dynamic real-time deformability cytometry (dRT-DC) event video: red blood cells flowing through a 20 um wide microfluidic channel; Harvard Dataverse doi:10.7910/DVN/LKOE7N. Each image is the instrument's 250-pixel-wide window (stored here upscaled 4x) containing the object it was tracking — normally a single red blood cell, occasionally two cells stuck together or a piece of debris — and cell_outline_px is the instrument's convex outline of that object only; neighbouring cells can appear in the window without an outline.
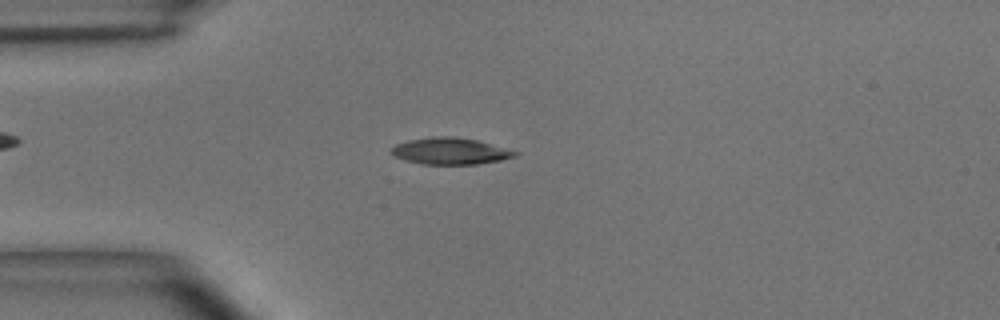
{"species": "common noctule bat (a hibernating species)", "species_latin": "Nyctalus noctula", "temperature_condition": "room temperature", "stored_images_in_passage": 43, "camera_frame_rate_fps": 3000, "um_per_image_px": 0.085, "animal": {"sex": "male", "body_mass_g": 15.6}, "frame": {"image": 1, "passage_image": 7, "time_ms": 2.0, "image_size_px": [1000, 320], "cell_outline_px": [[520, 152], [516, 156], [500, 160], [476, 164], [420, 164], [396, 156], [392, 152], [392, 148], [396, 144], [408, 140], [432, 136], [452, 136], [476, 140]], "centroid_in_image_um": [38.29, 12.83], "position_along_channel_um": 46.7, "area_um2": 18.9}}
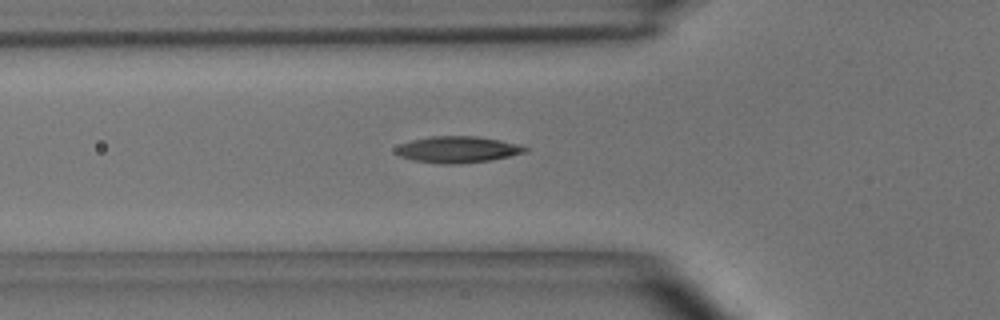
{"frame": {"image": 2, "passage_image": 11, "time_ms": 3.333, "image_size_px": [1000, 320], "cell_outline_px": [[528, 152], [492, 160], [460, 164], [440, 164], [412, 160], [400, 156], [396, 152], [396, 148], [400, 144], [412, 140], [432, 136], [476, 136], [500, 140], [520, 144], [528, 148]], "centroid_in_image_um": [38.94, 12.71], "position_along_channel_um": 86.9, "area_um2": 20.06}}
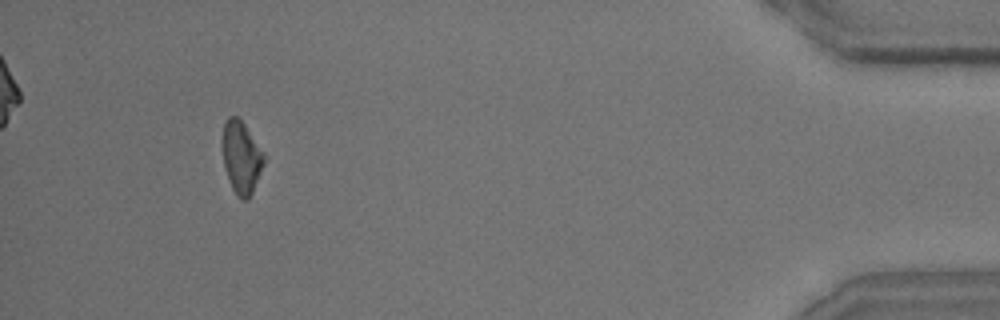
{"frame": {"image": 3, "passage_image": 40, "time_ms": 13.0, "image_size_px": [1000, 320], "cell_outline_px": [[264, 164], [252, 192], [248, 200], [240, 200], [232, 188], [224, 164], [220, 140], [224, 124], [228, 116], [236, 116], [244, 124], [264, 152]], "centroid_in_image_um": [20.49, 13.35], "position_along_channel_um": 414.7, "area_um2": 17.57}, "authors_computed_cell_mechanics": {"area_um2": 18.496, "velocity_mm_per_s": 4.0648, "shape_relaxation_time_tau1_ms": 4.1402, "shape_relaxation_time_tau2_ms": 7.8571, "deformation_change_tau1": 0.1489, "deformation_change_tau2": 0.1527}}